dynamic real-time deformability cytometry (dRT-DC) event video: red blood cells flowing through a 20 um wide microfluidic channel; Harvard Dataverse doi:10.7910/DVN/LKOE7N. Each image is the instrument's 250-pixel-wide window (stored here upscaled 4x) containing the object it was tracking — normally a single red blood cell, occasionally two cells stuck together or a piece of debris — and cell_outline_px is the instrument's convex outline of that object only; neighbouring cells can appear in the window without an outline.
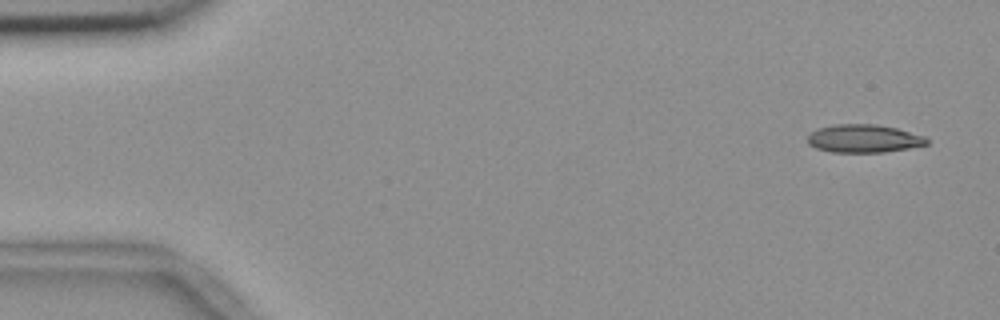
{"species": "common noctule bat (a hibernating species)", "species_latin": "Nyctalus noctula", "temperature_condition": "room temperature", "stored_images_in_passage": 9, "camera_frame_rate_fps": 3000, "um_per_image_px": 0.085, "animal": {"sex": "female", "body_mass_g": 18.4}, "frame": {"image": 1, "passage_image": 1, "time_ms": 0.0, "image_size_px": [1000, 320], "cell_outline_px": [[928, 144], [908, 148], [884, 152], [832, 152], [816, 148], [808, 144], [808, 136], [816, 128], [832, 124], [876, 124], [896, 128], [924, 136], [928, 140]], "centroid_in_image_um": [73.39, 11.77], "position_along_channel_um": 11.6, "area_um2": 19.48}}
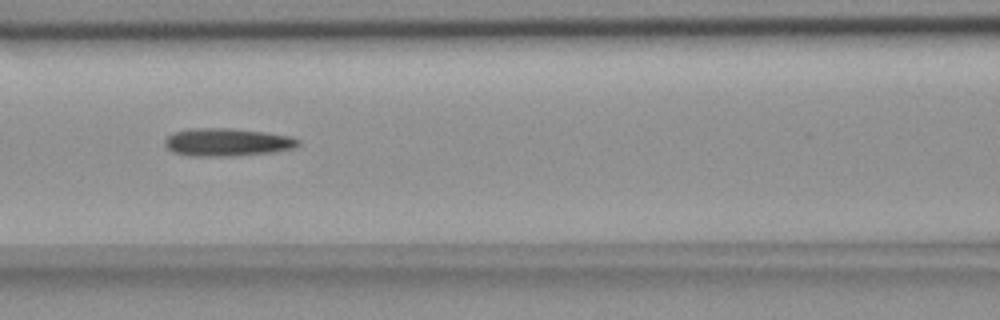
{"frame": {"image": 2, "passage_image": 7, "time_ms": 2.0, "image_size_px": [1000, 320], "cell_outline_px": [[300, 144], [292, 148], [272, 152], [232, 156], [188, 156], [172, 152], [164, 144], [164, 140], [172, 132], [188, 128], [228, 128], [264, 132], [288, 136], [300, 140]], "centroid_in_image_um": [19.24, 12.08], "position_along_channel_um": 147.4, "area_um2": 21.68}}
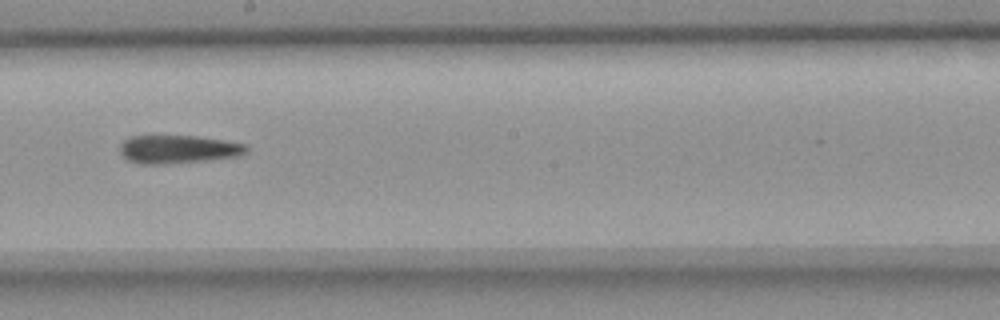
{"frame": {"image": 3, "passage_image": 9, "time_ms": 2.667, "image_size_px": [1000, 320], "cell_outline_px": [[248, 152], [240, 156], [208, 160], [164, 164], [140, 164], [128, 160], [120, 152], [120, 144], [128, 136], [196, 136], [224, 140], [248, 144]], "centroid_in_image_um": [15.17, 12.69], "position_along_channel_um": 233.0, "area_um2": 20.98}}